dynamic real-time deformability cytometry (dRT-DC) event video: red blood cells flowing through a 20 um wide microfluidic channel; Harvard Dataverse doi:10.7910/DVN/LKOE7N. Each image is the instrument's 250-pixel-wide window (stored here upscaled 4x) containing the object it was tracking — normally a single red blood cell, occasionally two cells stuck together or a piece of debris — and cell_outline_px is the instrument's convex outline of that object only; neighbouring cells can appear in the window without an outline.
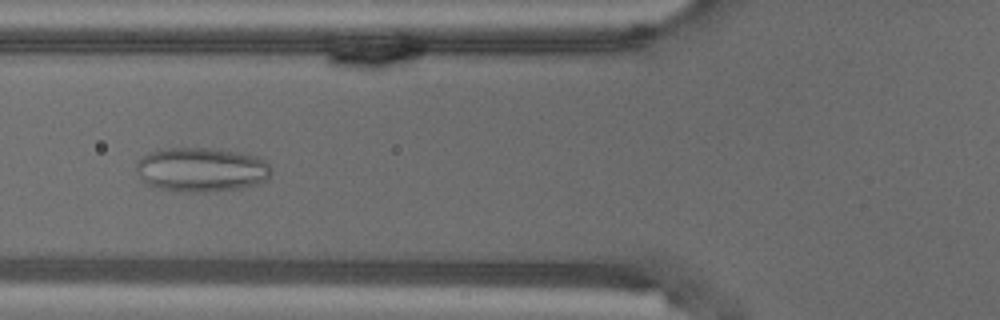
{"species": "common noctule bat (a hibernating species)", "species_latin": "Nyctalus noctula", "temperature_condition": "warm", "stored_images_in_passage": 43, "camera_frame_rate_fps": 3000, "um_per_image_px": 0.085, "animal": {"sex": "male", "body_mass_g": 18.8}, "frame": {"image": 1, "passage_image": 8, "time_ms": 2.333, "image_size_px": [1000, 320], "cell_outline_px": [[272, 172], [268, 180], [260, 184], [240, 188], [204, 192], [184, 192], [160, 188], [144, 184], [136, 172], [136, 164], [144, 156], [152, 152], [168, 148], [208, 148], [240, 152], [260, 156], [272, 168]], "centroid_in_image_um": [17.17, 14.43], "position_along_channel_um": 108.6, "area_um2": 35.14}}
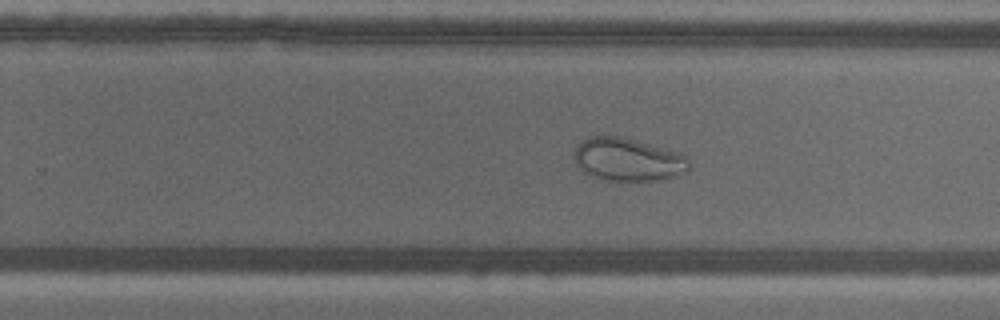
{"frame": {"image": 2, "passage_image": 22, "time_ms": 7.0, "image_size_px": [1000, 320], "cell_outline_px": [[688, 168], [676, 176], [660, 180], [604, 180], [592, 176], [584, 172], [576, 164], [572, 156], [576, 148], [588, 136], [620, 136], [680, 152], [688, 156]], "centroid_in_image_um": [53.35, 13.55], "position_along_channel_um": 276.4, "area_um2": 28.67}}
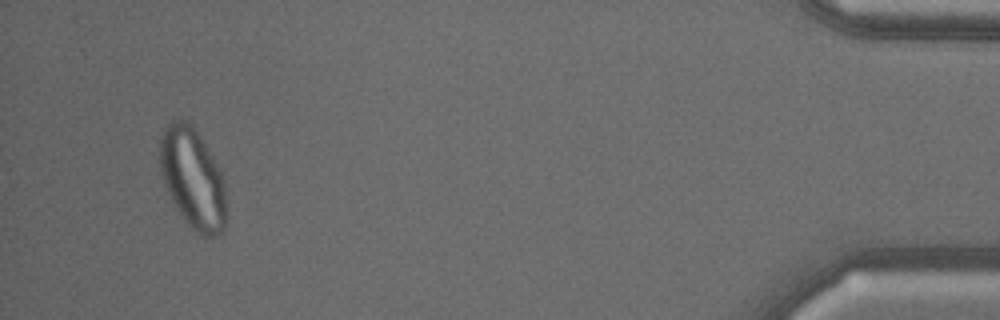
{"frame": {"image": 3, "passage_image": 40, "time_ms": 13.0, "image_size_px": [1000, 320], "cell_outline_px": [[224, 228], [216, 236], [200, 236], [188, 224], [176, 208], [164, 184], [160, 172], [160, 140], [164, 128], [168, 124], [176, 120], [188, 120], [212, 156], [224, 180]], "centroid_in_image_um": [16.35, 15.17], "position_along_channel_um": 418.9, "area_um2": 38.03}}